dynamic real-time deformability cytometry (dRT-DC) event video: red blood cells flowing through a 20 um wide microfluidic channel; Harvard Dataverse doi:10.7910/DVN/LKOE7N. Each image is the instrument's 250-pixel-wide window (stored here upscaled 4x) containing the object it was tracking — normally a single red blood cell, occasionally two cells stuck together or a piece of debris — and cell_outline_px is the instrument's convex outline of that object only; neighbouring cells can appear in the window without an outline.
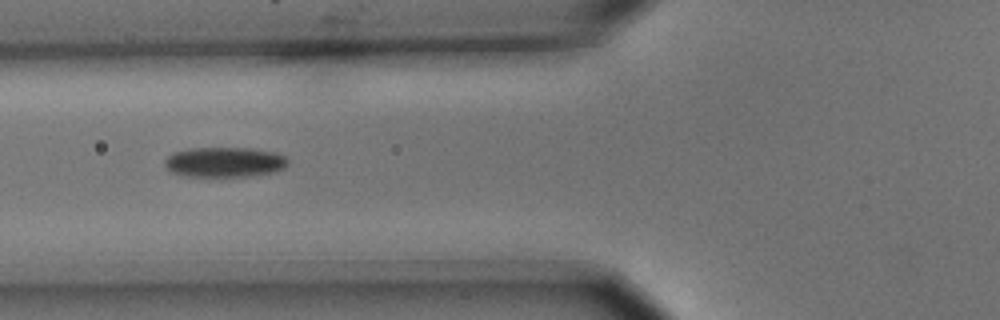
{"species": "common noctule bat (a hibernating species)", "species_latin": "Nyctalus noctula", "temperature_condition": "cold", "stored_images_in_passage": 10, "camera_frame_rate_fps": 3000, "um_per_image_px": 0.085, "animal": {"sex": "male", "body_mass_g": 15.6}, "frame": {"image": 1, "passage_image": 6, "time_ms": 1.667, "image_size_px": [1000, 320], "cell_outline_px": [[288, 164], [284, 168], [276, 172], [248, 176], [188, 176], [172, 172], [164, 164], [164, 160], [172, 152], [188, 148], [252, 148], [276, 152], [284, 156], [288, 160]], "centroid_in_image_um": [19.1, 13.77], "position_along_channel_um": 106.7, "area_um2": 21.68}}
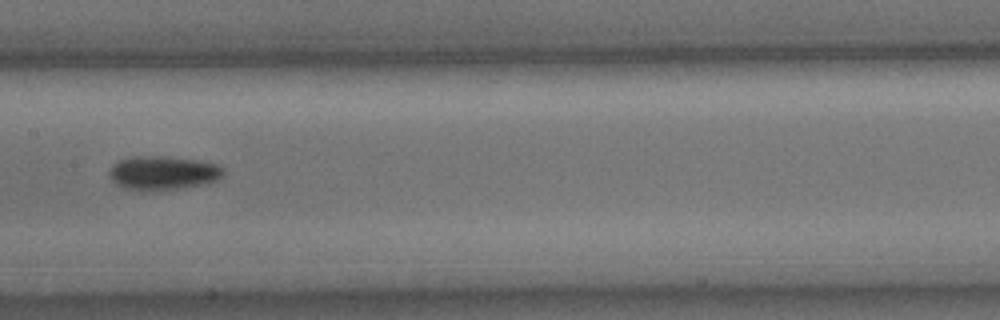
{"frame": {"image": 2, "passage_image": 8, "time_ms": 2.333, "image_size_px": [1000, 320], "cell_outline_px": [[224, 176], [216, 180], [204, 184], [176, 188], [128, 188], [112, 180], [108, 172], [112, 164], [120, 160], [132, 156], [168, 156], [196, 160], [216, 164], [224, 168]], "centroid_in_image_um": [13.89, 14.64], "position_along_channel_um": 193.5, "area_um2": 21.79}}
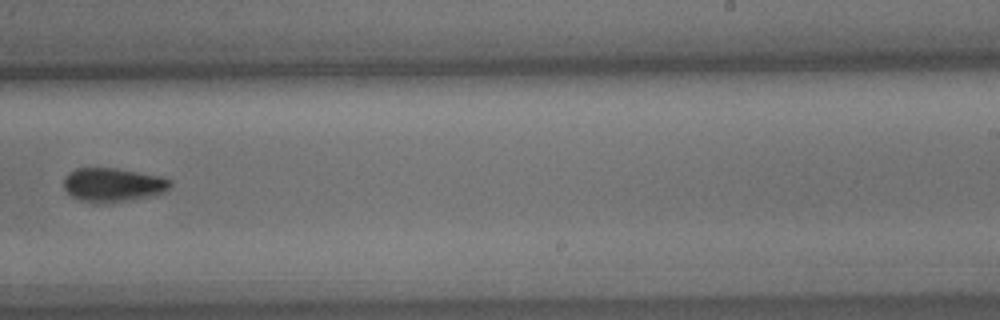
{"frame": {"image": 3, "passage_image": 10, "time_ms": 3.0, "image_size_px": [1000, 320], "cell_outline_px": [[172, 188], [164, 192], [152, 196], [112, 204], [92, 204], [80, 200], [72, 196], [64, 188], [64, 176], [68, 172], [76, 168], [116, 168], [164, 176], [172, 184]], "centroid_in_image_um": [9.61, 15.73], "position_along_channel_um": 279.4, "area_um2": 21.68}}